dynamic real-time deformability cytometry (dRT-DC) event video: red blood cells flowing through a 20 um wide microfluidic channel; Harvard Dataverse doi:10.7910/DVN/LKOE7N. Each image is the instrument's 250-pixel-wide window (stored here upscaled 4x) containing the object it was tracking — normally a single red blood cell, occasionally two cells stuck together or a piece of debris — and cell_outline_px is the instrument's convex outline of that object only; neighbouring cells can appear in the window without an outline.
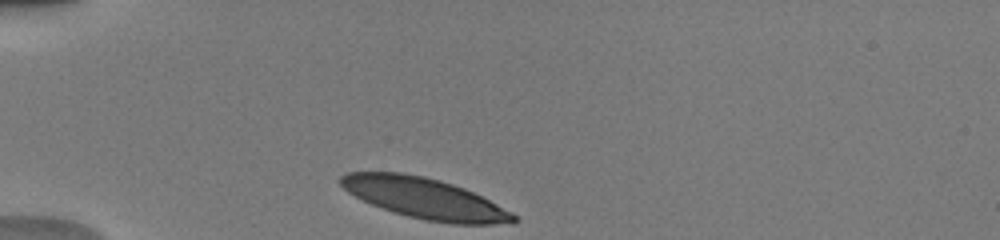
{"species": "human", "species_latin": "Homo sapiens", "temperature_condition": "warm", "stored_images_in_passage": 32, "camera_frame_rate_fps": 3000, "um_per_image_px": 0.085, "donor": {"sex": "male"}, "frame": {"image": 1, "passage_image": 1, "time_ms": 0.0, "image_size_px": [1000, 240], "cell_outline_px": [[520, 220], [516, 224], [452, 224], [424, 220], [408, 216], [372, 204], [348, 192], [340, 184], [340, 176], [348, 172], [400, 172], [424, 176], [440, 180], [464, 188], [512, 212]], "centroid_in_image_um": [36.15, 16.87], "position_along_channel_um": 48.9, "area_um2": 40.75}}
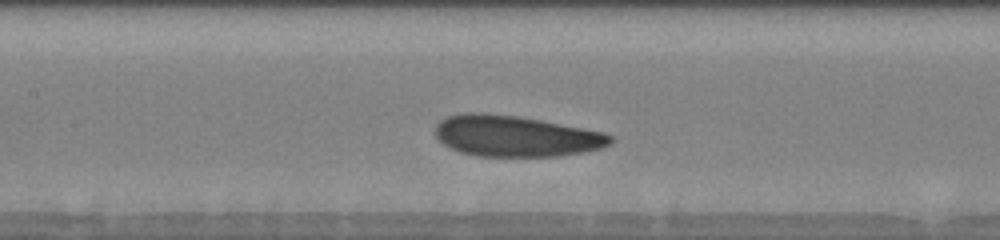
{"frame": {"image": 2, "passage_image": 12, "time_ms": 3.667, "image_size_px": [1000, 240], "cell_outline_px": [[612, 140], [608, 144], [600, 148], [584, 152], [556, 156], [476, 156], [460, 152], [444, 144], [436, 136], [436, 124], [440, 120], [448, 116], [464, 112], [480, 112], [520, 116], [604, 132], [612, 136]], "centroid_in_image_um": [43.8, 11.55], "position_along_channel_um": 163.6, "area_um2": 41.79}}
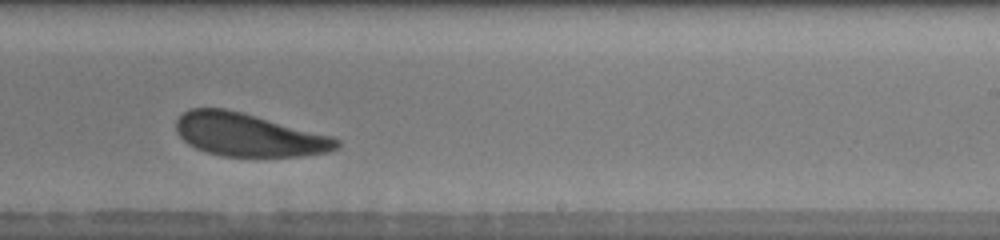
{"frame": {"image": 3, "passage_image": 20, "time_ms": 6.333, "image_size_px": [1000, 240], "cell_outline_px": [[340, 148], [328, 152], [304, 156], [224, 156], [208, 152], [196, 148], [188, 144], [176, 132], [176, 120], [188, 108], [224, 108], [336, 136], [340, 140]], "centroid_in_image_um": [21.19, 11.46], "position_along_channel_um": 267.8, "area_um2": 40.4}, "authors_computed_cell_mechanics": {"area_um2": 41.7027, "velocity_mm_per_s": 3.9288, "shape_relaxation_time_tau1_ms": 2.0, "shape_relaxation_time_tau2_ms": 3.0907, "deformation_change_tau1": 0.1086, "deformation_change_tau2": 0.1053}}